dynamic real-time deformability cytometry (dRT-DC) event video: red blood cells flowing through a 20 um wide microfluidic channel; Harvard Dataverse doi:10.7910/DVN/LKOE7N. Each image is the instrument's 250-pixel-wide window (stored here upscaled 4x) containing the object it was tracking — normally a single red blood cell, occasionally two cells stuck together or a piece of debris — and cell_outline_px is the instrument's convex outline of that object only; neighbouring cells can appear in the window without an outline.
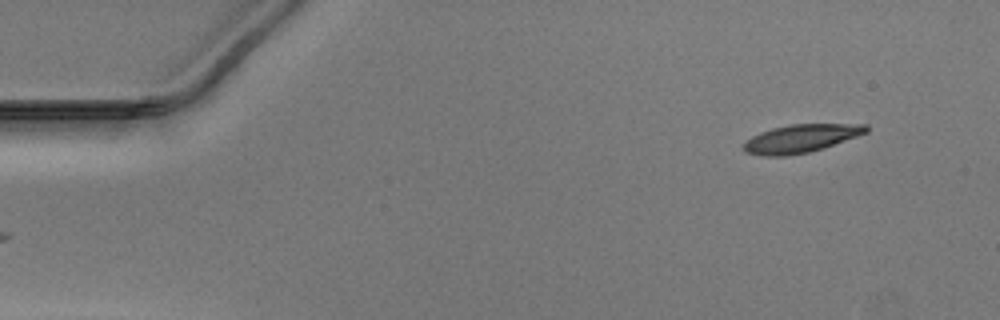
{"species": "Egyptian fruit bat (a non-hibernating species)", "species_latin": "Rousettus aegyptiacus", "temperature_condition": "warm", "stored_images_in_passage": 48, "camera_frame_rate_fps": 3000, "um_per_image_px": 0.085, "animal": {"sex": "male"}, "frame": {"image": 1, "passage_image": 2, "time_ms": 0.333, "image_size_px": [1000, 320], "cell_outline_px": [[868, 132], [824, 148], [808, 152], [788, 156], [764, 156], [744, 152], [740, 148], [744, 140], [760, 132], [772, 128], [792, 124], [868, 124]], "centroid_in_image_um": [68.02, 11.78], "position_along_channel_um": 17.0, "area_um2": 20.29}}
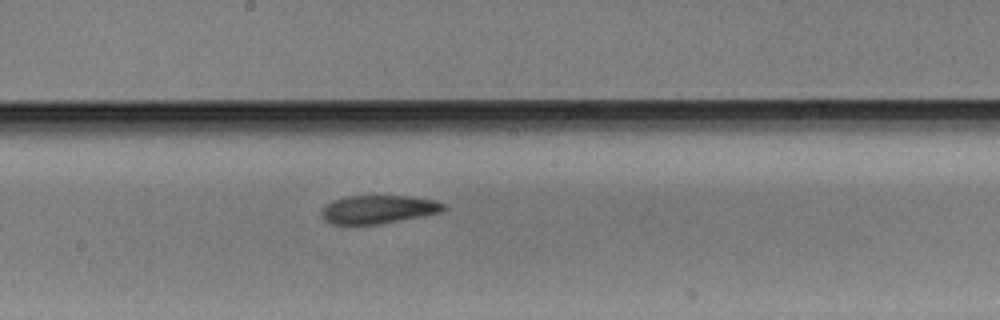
{"frame": {"image": 2, "passage_image": 25, "time_ms": 8.0, "image_size_px": [1000, 320], "cell_outline_px": [[448, 208], [444, 212], [380, 224], [332, 224], [324, 220], [324, 208], [328, 204], [336, 200], [348, 196], [412, 196], [432, 200], [444, 204]], "centroid_in_image_um": [32.25, 17.8], "position_along_channel_um": 216.0, "area_um2": 19.88}}
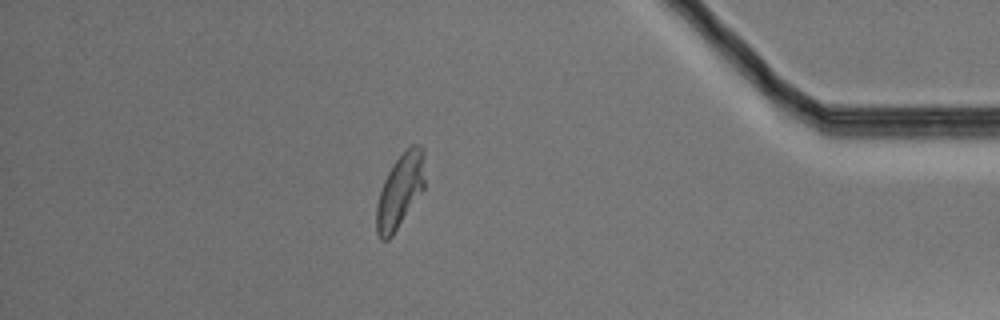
{"frame": {"image": 3, "passage_image": 42, "time_ms": 13.667, "image_size_px": [1000, 320], "cell_outline_px": [[424, 188], [392, 236], [388, 240], [380, 240], [376, 232], [376, 208], [380, 192], [384, 180], [392, 164], [412, 144], [420, 144], [424, 148]], "centroid_in_image_um": [34.0, 16.22], "position_along_channel_um": 401.2, "area_um2": 20.69}}